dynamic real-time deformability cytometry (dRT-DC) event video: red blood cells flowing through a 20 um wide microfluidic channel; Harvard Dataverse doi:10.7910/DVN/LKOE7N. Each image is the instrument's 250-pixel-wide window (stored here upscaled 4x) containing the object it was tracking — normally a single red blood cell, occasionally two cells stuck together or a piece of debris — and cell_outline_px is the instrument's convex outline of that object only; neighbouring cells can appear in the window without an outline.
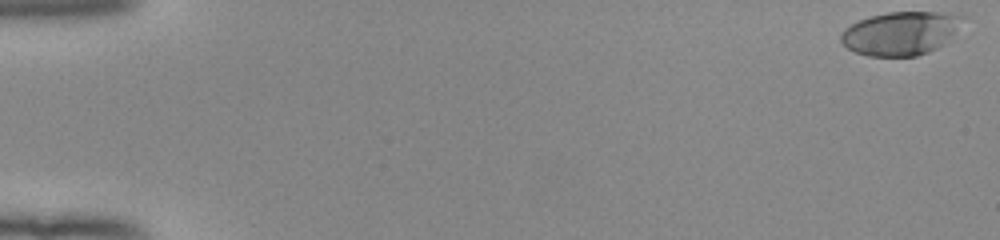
{"species": "human", "species_latin": "Homo sapiens", "temperature_condition": "room temperature", "stored_images_in_passage": 53, "camera_frame_rate_fps": 3000, "um_per_image_px": 0.085, "donor": {"sex": "female"}, "frame": {"image": 1, "passage_image": 1, "time_ms": 0.0, "image_size_px": [1000, 240], "cell_outline_px": [[964, 16], [944, 44], [928, 52], [916, 56], [868, 56], [856, 52], [848, 48], [840, 40], [840, 36], [844, 28], [860, 20], [872, 16], [888, 12], [936, 12]], "centroid_in_image_um": [76.49, 2.84], "position_along_channel_um": 8.5, "area_um2": 30.23}}
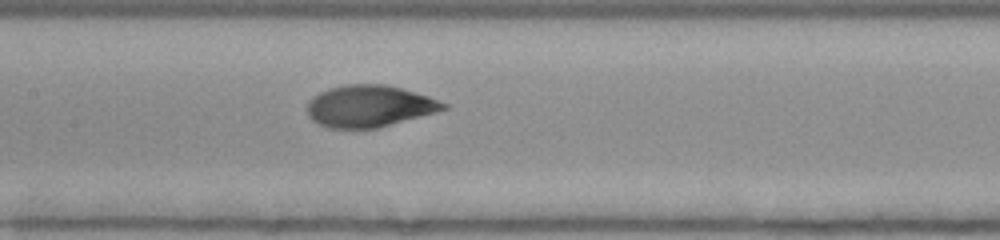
{"frame": {"image": 2, "passage_image": 27, "time_ms": 8.667, "image_size_px": [1000, 240], "cell_outline_px": [[448, 108], [436, 112], [376, 128], [328, 128], [312, 120], [308, 116], [308, 100], [312, 96], [328, 88], [344, 84], [388, 84], [428, 96], [448, 104]], "centroid_in_image_um": [31.37, 9.01], "position_along_channel_um": 176.0, "area_um2": 33.12}}
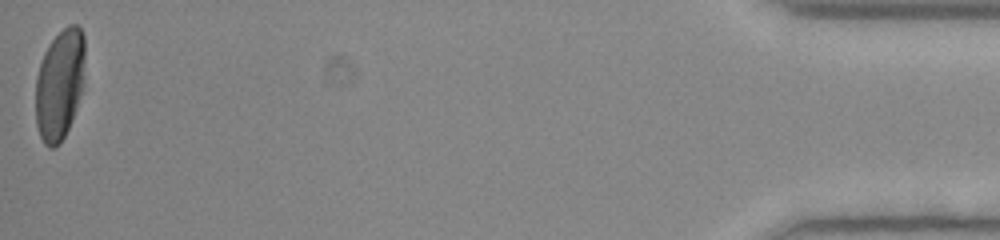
{"frame": {"image": 3, "passage_image": 53, "time_ms": 17.333, "image_size_px": [1000, 240], "cell_outline_px": [[84, 84], [72, 120], [60, 144], [52, 148], [48, 148], [44, 144], [40, 136], [36, 124], [36, 76], [44, 52], [48, 44], [68, 24], [76, 24], [80, 28], [84, 36]], "centroid_in_image_um": [5.07, 7.18], "position_along_channel_um": 430.1, "area_um2": 31.96}, "authors_computed_cell_mechanics": {"area_um2": 32.8882, "velocity_mm_per_s": 3.9397, "shape_relaxation_time_tau1_ms": 3.6646, "shape_relaxation_time_tau2_ms": null, "deformation_change_tau1": 0.1877, "deformation_change_tau2": null}}